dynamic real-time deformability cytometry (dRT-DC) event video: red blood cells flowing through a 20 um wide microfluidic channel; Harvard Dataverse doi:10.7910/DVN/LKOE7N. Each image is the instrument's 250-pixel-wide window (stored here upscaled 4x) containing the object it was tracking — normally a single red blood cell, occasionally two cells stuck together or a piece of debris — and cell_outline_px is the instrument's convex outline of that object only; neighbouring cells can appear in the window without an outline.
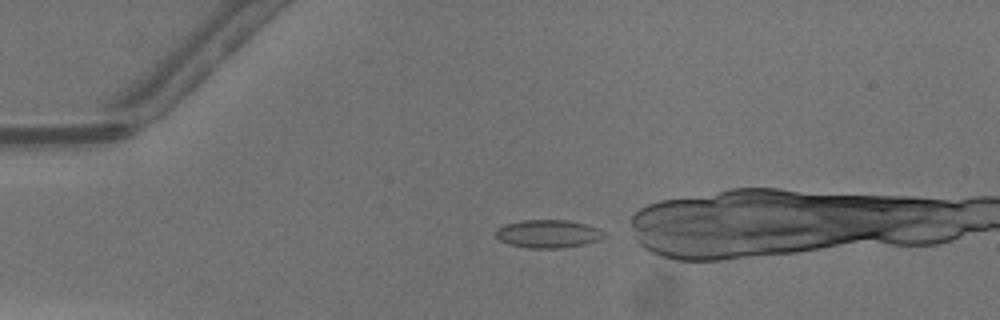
{"species": "common noctule bat (a hibernating species)", "species_latin": "Nyctalus noctula", "temperature_condition": "warm", "stored_images_in_passage": 29, "camera_frame_rate_fps": 3000, "um_per_image_px": 0.085, "animal": {"sex": "male", "body_mass_g": 13.3}, "frame": {"image": 1, "passage_image": 1, "time_ms": 0.0, "image_size_px": [1000, 320], "cell_outline_px": [[604, 236], [596, 240], [584, 244], [560, 248], [528, 248], [508, 244], [500, 240], [496, 236], [496, 228], [504, 224], [520, 220], [568, 220], [600, 228], [604, 232]], "centroid_in_image_um": [46.55, 19.86], "position_along_channel_um": 38.5, "area_um2": 17.69}}
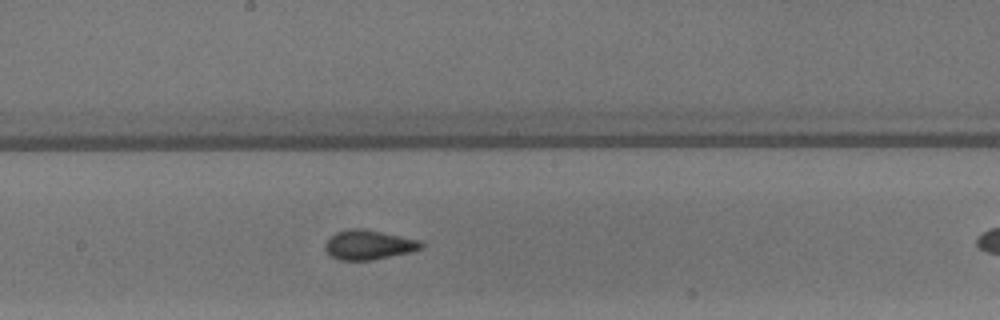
{"frame": {"image": 2, "passage_image": 16, "time_ms": 5.0, "image_size_px": [1000, 320], "cell_outline_px": [[424, 248], [412, 252], [372, 260], [336, 260], [324, 248], [324, 244], [336, 232], [348, 228], [364, 228], [420, 240], [424, 244]], "centroid_in_image_um": [31.36, 20.81], "position_along_channel_um": 216.8, "area_um2": 16.7}}
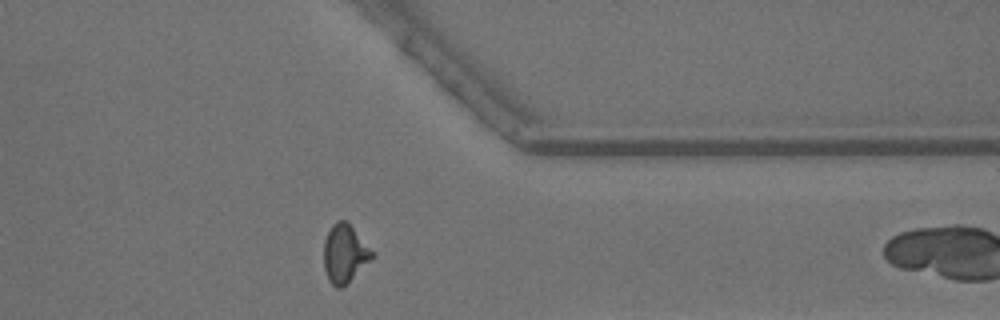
{"frame": {"image": 3, "passage_image": 28, "time_ms": 9.0, "image_size_px": [1000, 320], "cell_outline_px": [[376, 256], [348, 284], [340, 288], [336, 288], [328, 280], [324, 268], [324, 240], [332, 224], [336, 220], [348, 220], [376, 252]], "centroid_in_image_um": [29.36, 21.54], "position_along_channel_um": 382.0, "area_um2": 17.17}}